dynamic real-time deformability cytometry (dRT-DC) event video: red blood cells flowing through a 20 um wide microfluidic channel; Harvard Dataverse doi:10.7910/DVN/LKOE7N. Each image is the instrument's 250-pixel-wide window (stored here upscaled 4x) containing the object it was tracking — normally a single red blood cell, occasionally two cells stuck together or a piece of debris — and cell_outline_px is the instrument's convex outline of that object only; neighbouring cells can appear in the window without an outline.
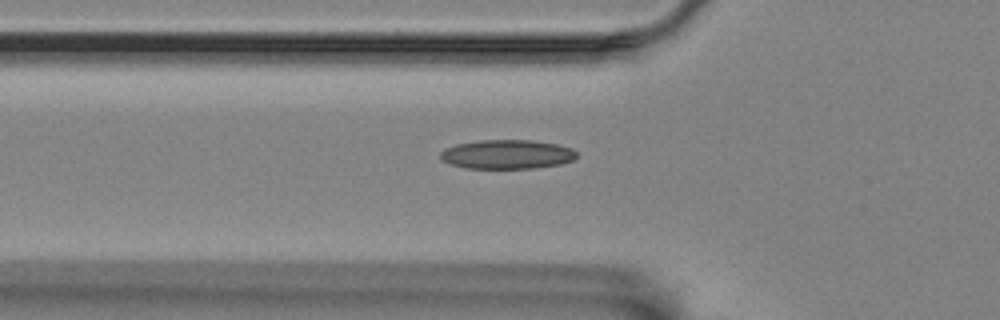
{"species": "Egyptian fruit bat (a non-hibernating species)", "species_latin": "Rousettus aegyptiacus", "temperature_condition": "room temperature", "stored_images_in_passage": 7, "segment_of_instrument_passage": [2, 2], "camera_frame_rate_fps": 3000, "um_per_image_px": 0.085, "animal": {"sex": "female"}, "frame": {"image": 1, "passage_image": 7, "time_ms": 9.0, "image_size_px": [1000, 320], "cell_outline_px": [[576, 156], [572, 160], [560, 164], [532, 168], [464, 168], [440, 160], [440, 152], [444, 148], [456, 144], [480, 140], [532, 140], [556, 144], [572, 148], [576, 152]], "centroid_in_image_um": [43.06, 13.11], "position_along_channel_um": 82.7, "area_um2": 23.12}}